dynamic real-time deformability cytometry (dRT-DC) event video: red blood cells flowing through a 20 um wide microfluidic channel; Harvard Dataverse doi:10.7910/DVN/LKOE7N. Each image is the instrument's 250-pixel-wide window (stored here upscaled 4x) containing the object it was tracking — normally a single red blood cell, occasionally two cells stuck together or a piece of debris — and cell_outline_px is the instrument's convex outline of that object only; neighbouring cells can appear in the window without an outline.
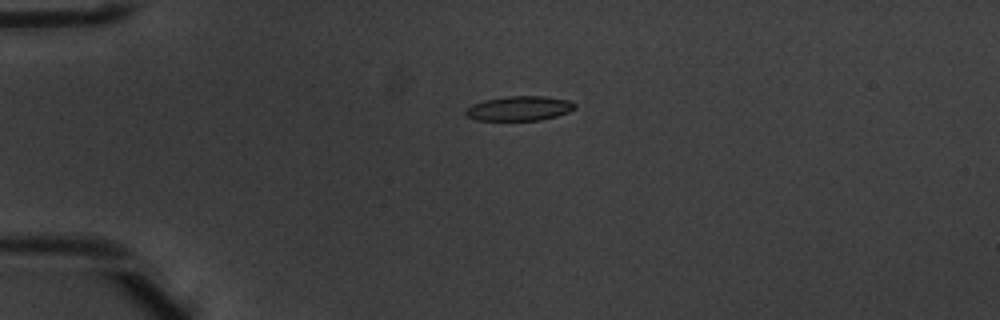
{"species": "common noctule bat (a hibernating species)", "species_latin": "Nyctalus noctula", "temperature_condition": "warm", "stored_images_in_passage": 4, "camera_frame_rate_fps": 3000, "um_per_image_px": 0.085, "animal": {"sex": "male", "body_mass_g": 20.1, "forearm_length_mm": 53.5}, "frame": {"image": 1, "passage_image": 2, "time_ms": 0.333, "image_size_px": [1000, 320], "cell_outline_px": [[576, 108], [568, 112], [556, 116], [540, 120], [476, 120], [468, 116], [464, 112], [472, 104], [484, 100], [508, 96], [544, 96], [568, 100], [576, 104]], "centroid_in_image_um": [44.16, 9.21], "position_along_channel_um": 40.8, "area_um2": 15.55}}